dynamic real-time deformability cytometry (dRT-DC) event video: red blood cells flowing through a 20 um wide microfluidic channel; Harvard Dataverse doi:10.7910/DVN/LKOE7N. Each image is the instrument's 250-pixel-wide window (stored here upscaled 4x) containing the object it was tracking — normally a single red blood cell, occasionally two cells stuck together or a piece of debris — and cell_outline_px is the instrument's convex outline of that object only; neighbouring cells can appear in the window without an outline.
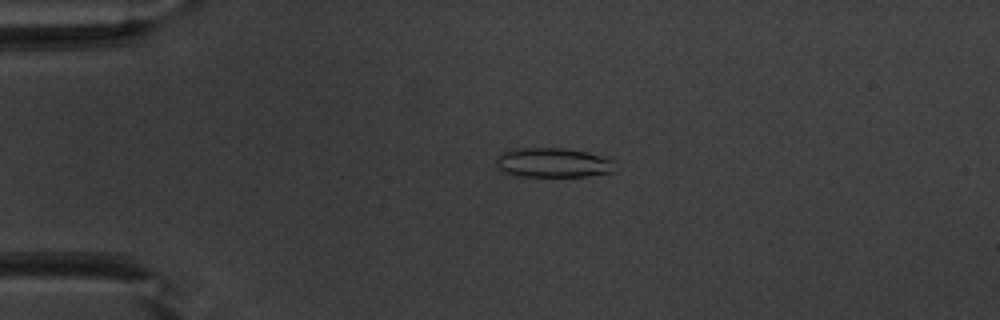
{"species": "common noctule bat (a hibernating species)", "species_latin": "Nyctalus noctula", "temperature_condition": "warm", "stored_images_in_passage": 50, "camera_frame_rate_fps": 3000, "um_per_image_px": 0.085, "animal": {"sex": "male", "body_mass_g": 20.1, "forearm_length_mm": 53.5}, "frame": {"image": 1, "passage_image": 11, "time_ms": 3.333, "image_size_px": [1000, 320], "cell_outline_px": [[612, 172], [588, 176], [516, 176], [500, 172], [496, 168], [496, 156], [500, 152], [512, 148], [564, 148], [588, 152], [612, 160]], "centroid_in_image_um": [46.87, 13.82], "position_along_channel_um": 38.1, "area_um2": 20.63}}
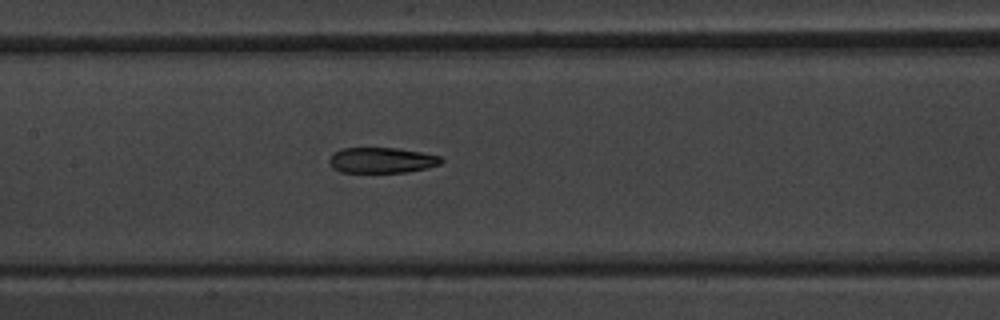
{"frame": {"image": 2, "passage_image": 24, "time_ms": 7.667, "image_size_px": [1000, 320], "cell_outline_px": [[444, 160], [440, 164], [428, 168], [408, 172], [340, 172], [332, 168], [328, 160], [332, 152], [340, 148], [396, 148], [420, 152], [440, 156]], "centroid_in_image_um": [32.41, 13.62], "position_along_channel_um": 175.0, "area_um2": 16.82}}
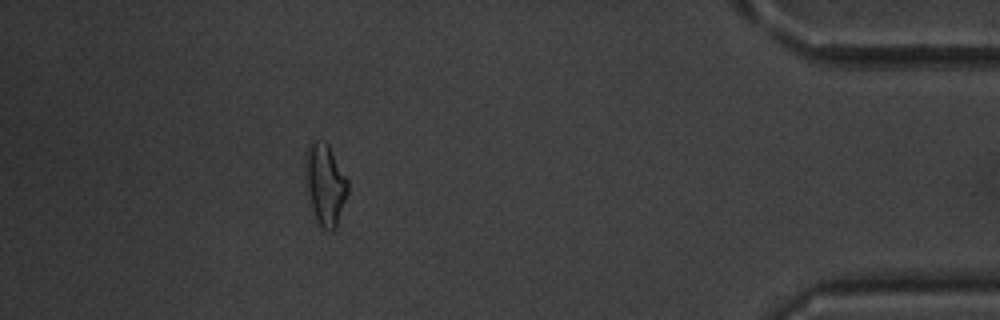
{"frame": {"image": 3, "passage_image": 45, "time_ms": 14.667, "image_size_px": [1000, 320], "cell_outline_px": [[348, 192], [336, 228], [332, 232], [328, 232], [316, 220], [308, 192], [304, 152], [316, 140], [328, 144], [348, 180]], "centroid_in_image_um": [27.66, 15.69], "position_along_channel_um": 407.5, "area_um2": 19.65}, "authors_computed_cell_mechanics": {"area_um2": 18.5538, "velocity_mm_per_s": 3.991, "shape_relaxation_time_tau1_ms": 9.6885, "shape_relaxation_time_tau2_ms": 2.2336, "deformation_change_tau1": 0.2389, "deformation_change_tau2": 0.1009}}